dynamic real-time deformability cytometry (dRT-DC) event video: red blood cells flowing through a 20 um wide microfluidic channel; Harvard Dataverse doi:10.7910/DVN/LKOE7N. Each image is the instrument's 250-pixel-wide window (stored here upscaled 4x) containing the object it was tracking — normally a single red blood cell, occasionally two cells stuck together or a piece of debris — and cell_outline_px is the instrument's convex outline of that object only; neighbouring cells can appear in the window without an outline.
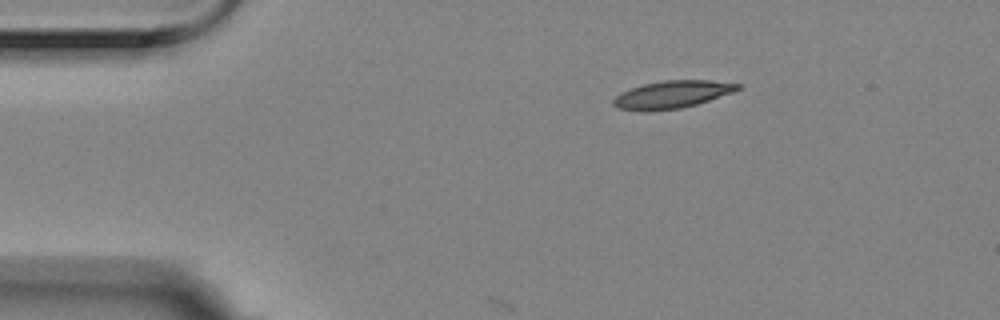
{"species": "Egyptian fruit bat (a non-hibernating species)", "species_latin": "Rousettus aegyptiacus", "temperature_condition": "room temperature", "stored_images_in_passage": 3, "camera_frame_rate_fps": 3000, "um_per_image_px": 0.085, "animal": {"sex": "female"}, "frame": {"image": 1, "passage_image": 1, "time_ms": 0.0, "image_size_px": [1000, 320], "cell_outline_px": [[740, 88], [732, 92], [696, 104], [680, 108], [620, 108], [612, 104], [612, 100], [620, 92], [644, 84], [664, 80], [712, 80], [740, 84]], "centroid_in_image_um": [57.18, 7.97], "position_along_channel_um": 27.8, "area_um2": 18.9}}